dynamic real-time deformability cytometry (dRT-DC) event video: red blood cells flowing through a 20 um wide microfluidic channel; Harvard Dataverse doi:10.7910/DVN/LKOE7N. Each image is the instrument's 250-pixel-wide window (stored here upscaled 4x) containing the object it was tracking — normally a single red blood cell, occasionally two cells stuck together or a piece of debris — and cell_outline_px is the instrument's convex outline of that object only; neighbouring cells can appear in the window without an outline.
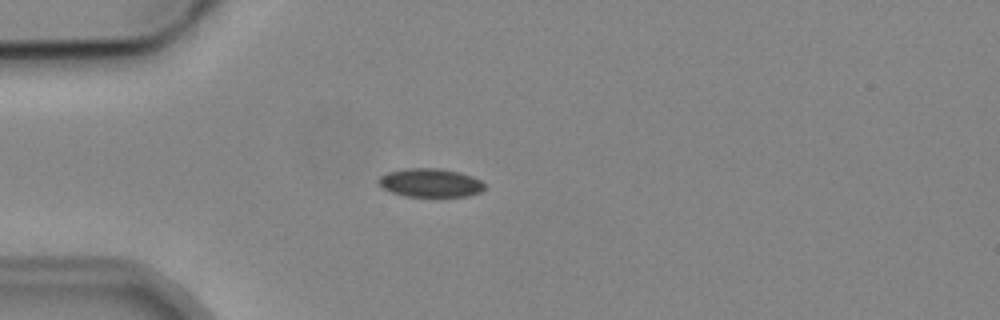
{"species": "common noctule bat (a hibernating species)", "species_latin": "Nyctalus noctula", "temperature_condition": "cold", "stored_images_in_passage": 1, "camera_frame_rate_fps": 3000, "um_per_image_px": 0.085, "animal": {"sex": "male", "body_mass_g": 19.2, "forearm_length_mm": 51.8}, "frame": {"image": 1, "passage_image": 1, "time_ms": 0.0, "image_size_px": [1000, 320], "cell_outline_px": [[484, 188], [480, 192], [468, 196], [404, 196], [392, 192], [384, 188], [376, 180], [380, 176], [388, 172], [404, 168], [440, 168], [460, 172], [472, 176], [480, 180], [484, 184]], "centroid_in_image_um": [36.57, 15.52], "position_along_channel_um": 48.4, "area_um2": 17.63}}